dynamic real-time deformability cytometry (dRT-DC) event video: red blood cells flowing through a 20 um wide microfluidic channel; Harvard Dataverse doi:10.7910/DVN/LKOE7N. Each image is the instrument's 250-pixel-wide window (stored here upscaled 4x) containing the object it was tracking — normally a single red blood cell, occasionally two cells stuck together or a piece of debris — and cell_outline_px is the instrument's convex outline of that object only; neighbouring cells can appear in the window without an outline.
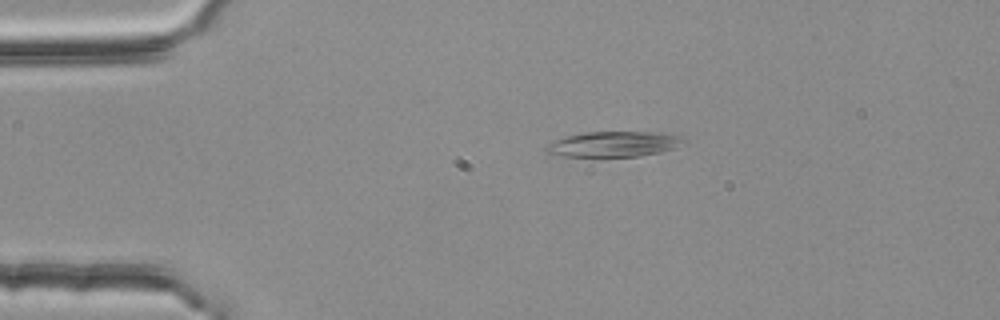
{"species": "common noctule bat (a hibernating species)", "species_latin": "Nyctalus noctula", "temperature_condition": "room temperature", "stored_images_in_passage": 3, "camera_frame_rate_fps": 3000, "um_per_image_px": 0.085, "animal": {"sex": "female", "body_mass_g": 25.1}, "frame": {"image": 1, "passage_image": 2, "time_ms": 0.333, "image_size_px": [1000, 320], "cell_outline_px": [[688, 144], [676, 148], [660, 152], [640, 156], [564, 156], [544, 152], [544, 148], [552, 140], [564, 136], [584, 132], [652, 132], [688, 136]], "centroid_in_image_um": [52.25, 12.24], "position_along_channel_um": 32.7, "area_um2": 20.81}}